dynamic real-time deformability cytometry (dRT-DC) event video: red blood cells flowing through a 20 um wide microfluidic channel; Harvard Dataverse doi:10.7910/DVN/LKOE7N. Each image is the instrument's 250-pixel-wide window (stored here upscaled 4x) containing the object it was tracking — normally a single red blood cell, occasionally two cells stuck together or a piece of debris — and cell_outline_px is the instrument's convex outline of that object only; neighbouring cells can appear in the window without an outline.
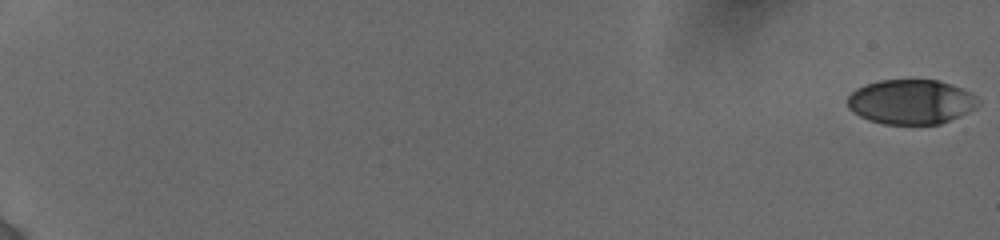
{"species": "human", "species_latin": "Homo sapiens", "temperature_condition": "cold", "stored_images_in_passage": 48, "camera_frame_rate_fps": 3000, "um_per_image_px": 0.085, "donor": {"sex": "female"}, "frame": {"image": 1, "passage_image": 1, "time_ms": 0.0, "image_size_px": [1000, 240], "cell_outline_px": [[980, 104], [976, 108], [960, 116], [940, 124], [884, 124], [868, 120], [852, 112], [848, 108], [848, 96], [856, 88], [864, 84], [880, 80], [936, 80], [952, 84], [972, 92], [980, 100]], "centroid_in_image_um": [77.45, 8.65], "position_along_channel_um": 7.5, "area_um2": 34.33}}
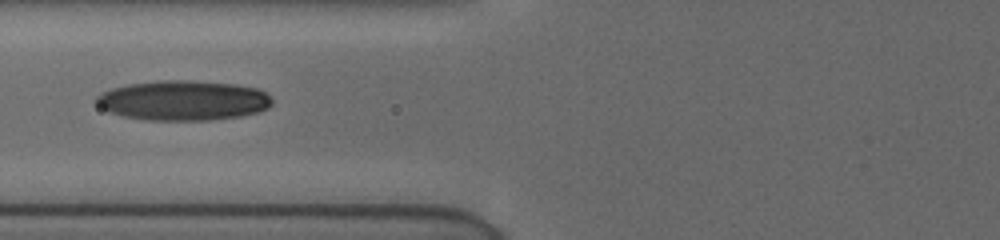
{"frame": {"image": 2, "passage_image": 28, "time_ms": 8.667, "image_size_px": [1000, 240], "cell_outline_px": [[272, 104], [268, 108], [260, 112], [240, 116], [212, 120], [144, 120], [124, 116], [108, 112], [100, 108], [96, 104], [96, 96], [100, 92], [112, 88], [128, 84], [160, 80], [188, 80], [236, 84], [256, 88], [264, 92], [272, 100]], "centroid_in_image_um": [15.54, 8.54], "position_along_channel_um": 110.3, "area_um2": 41.15}}
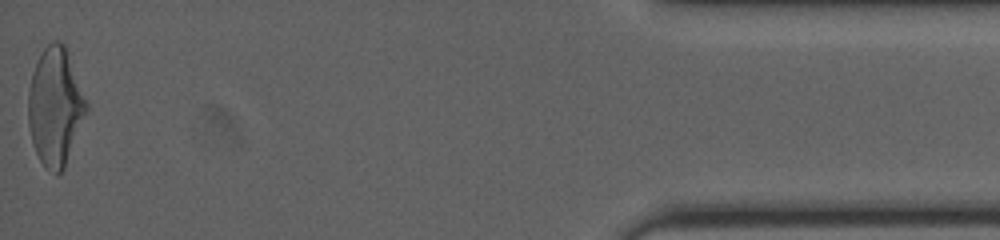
{"frame": {"image": 3, "passage_image": 48, "time_ms": 18.667, "image_size_px": [1000, 240], "cell_outline_px": [[88, 108], [64, 168], [56, 176], [44, 168], [32, 144], [28, 124], [28, 92], [32, 72], [36, 60], [44, 48], [52, 40], [60, 40], [64, 44], [88, 104]], "centroid_in_image_um": [4.67, 9.07], "position_along_channel_um": 430.5, "area_um2": 39.88}, "authors_computed_cell_mechanics": {"area_um2": 37.57, "velocity_mm_per_s": 3.8946, "shape_relaxation_time_tau1_ms": 4.8296, "shape_relaxation_time_tau2_ms": 2.1406, "deformation_change_tau1": 0.1782, "deformation_change_tau2": 0.0843}}